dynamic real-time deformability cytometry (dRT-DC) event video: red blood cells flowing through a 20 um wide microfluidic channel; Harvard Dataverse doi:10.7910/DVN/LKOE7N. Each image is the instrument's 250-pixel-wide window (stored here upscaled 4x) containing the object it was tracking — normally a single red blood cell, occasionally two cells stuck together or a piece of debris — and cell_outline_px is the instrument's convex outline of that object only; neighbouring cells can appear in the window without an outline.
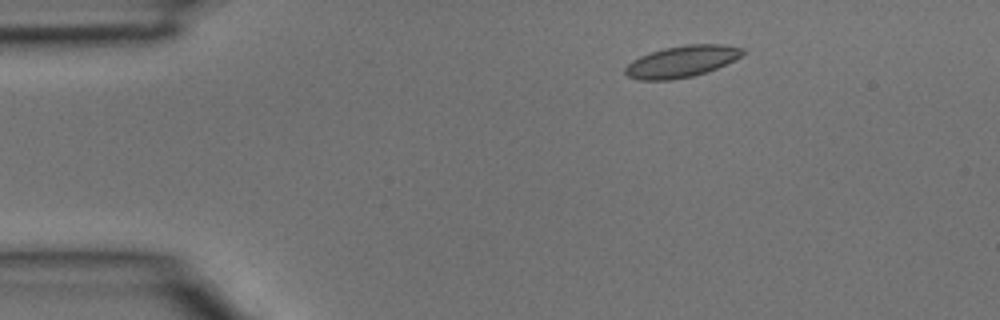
{"species": "common noctule bat (a hibernating species)", "species_latin": "Nyctalus noctula", "temperature_condition": "room temperature", "stored_images_in_passage": 2, "camera_frame_rate_fps": 3000, "um_per_image_px": 0.085, "animal": {"sex": "male", "body_mass_g": 15.6}, "frame": {"image": 1, "passage_image": 1, "time_ms": 0.0, "image_size_px": [1000, 320], "cell_outline_px": [[748, 52], [716, 68], [692, 76], [672, 80], [640, 80], [628, 76], [624, 72], [624, 68], [632, 60], [640, 56], [664, 48], [684, 44], [720, 44], [744, 48]], "centroid_in_image_um": [57.93, 5.22], "position_along_channel_um": 27.1, "area_um2": 21.44}}